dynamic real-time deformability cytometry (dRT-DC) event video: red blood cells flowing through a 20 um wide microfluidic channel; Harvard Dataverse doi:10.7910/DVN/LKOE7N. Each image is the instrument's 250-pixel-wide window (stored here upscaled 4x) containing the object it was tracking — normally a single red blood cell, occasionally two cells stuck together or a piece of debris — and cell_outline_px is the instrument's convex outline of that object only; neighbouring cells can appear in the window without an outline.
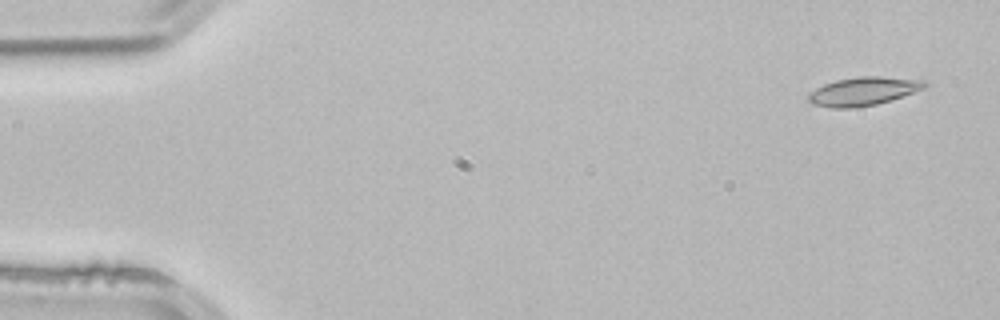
{"species": "common noctule bat (a hibernating species)", "species_latin": "Nyctalus noctula", "temperature_condition": "room temperature", "stored_images_in_passage": 3, "camera_frame_rate_fps": 3000, "um_per_image_px": 0.085, "animal": {"sex": "male", "body_mass_g": 21.5, "forearm_length_mm": 52.0}, "frame": {"image": 1, "passage_image": 1, "time_ms": 0.0, "image_size_px": [1000, 320], "cell_outline_px": [[928, 84], [924, 88], [876, 104], [852, 108], [832, 108], [812, 104], [808, 100], [808, 92], [824, 84], [836, 80], [860, 76], [880, 76], [924, 80]], "centroid_in_image_um": [73.32, 7.75], "position_along_channel_um": 11.7, "area_um2": 19.07}}